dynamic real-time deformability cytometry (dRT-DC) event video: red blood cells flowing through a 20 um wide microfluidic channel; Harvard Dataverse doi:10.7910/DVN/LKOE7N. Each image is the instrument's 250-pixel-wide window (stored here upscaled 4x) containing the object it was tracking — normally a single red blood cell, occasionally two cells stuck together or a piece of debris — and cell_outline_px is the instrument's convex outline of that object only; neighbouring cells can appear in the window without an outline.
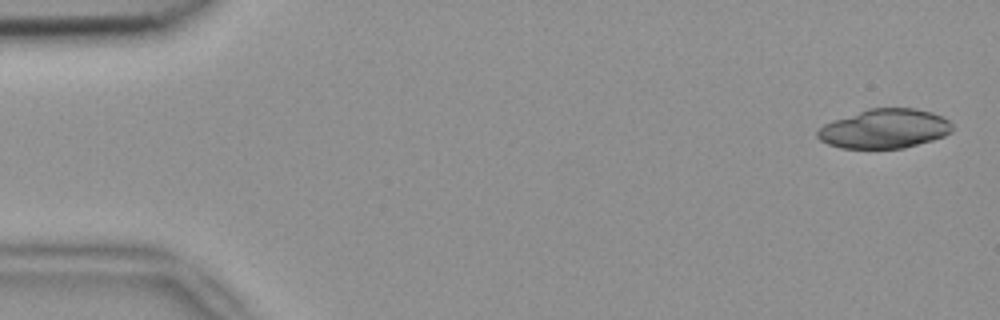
{"species": "common noctule bat (a hibernating species)", "species_latin": "Nyctalus noctula", "temperature_condition": "room temperature", "stored_images_in_passage": 5, "camera_frame_rate_fps": 3000, "um_per_image_px": 0.085, "animal": {"sex": "female", "body_mass_g": 18.4}, "frame": {"image": 1, "passage_image": 1, "time_ms": 0.0, "image_size_px": [1000, 320], "cell_outline_px": [[952, 132], [944, 136], [932, 140], [904, 148], [840, 148], [828, 144], [820, 140], [816, 136], [816, 132], [824, 124], [832, 120], [868, 108], [916, 108], [932, 112], [948, 120], [952, 124]], "centroid_in_image_um": [75.17, 10.94], "position_along_channel_um": 9.8, "area_um2": 30.92}}